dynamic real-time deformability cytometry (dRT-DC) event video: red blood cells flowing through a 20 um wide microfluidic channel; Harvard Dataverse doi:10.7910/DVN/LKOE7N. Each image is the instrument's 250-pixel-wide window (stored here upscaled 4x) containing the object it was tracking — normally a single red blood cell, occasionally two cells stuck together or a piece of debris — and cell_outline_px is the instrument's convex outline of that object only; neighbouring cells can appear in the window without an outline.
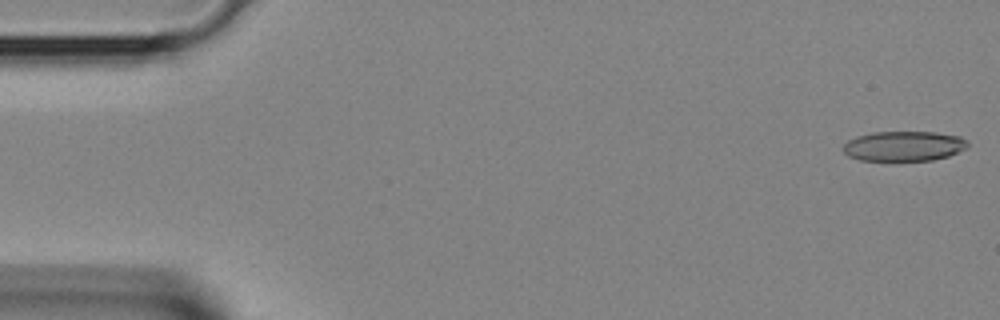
{"species": "Egyptian fruit bat (a non-hibernating species)", "species_latin": "Rousettus aegyptiacus", "temperature_condition": "room temperature", "stored_images_in_passage": 38, "camera_frame_rate_fps": 3000, "um_per_image_px": 0.085, "animal": {"sex": "female"}, "frame": {"image": 1, "passage_image": 1, "time_ms": 0.0, "image_size_px": [1000, 320], "cell_outline_px": [[968, 148], [948, 156], [932, 160], [860, 160], [848, 156], [840, 148], [848, 140], [856, 136], [872, 132], [936, 132], [960, 136], [968, 140]], "centroid_in_image_um": [76.83, 12.41], "position_along_channel_um": 8.2, "area_um2": 21.91}}
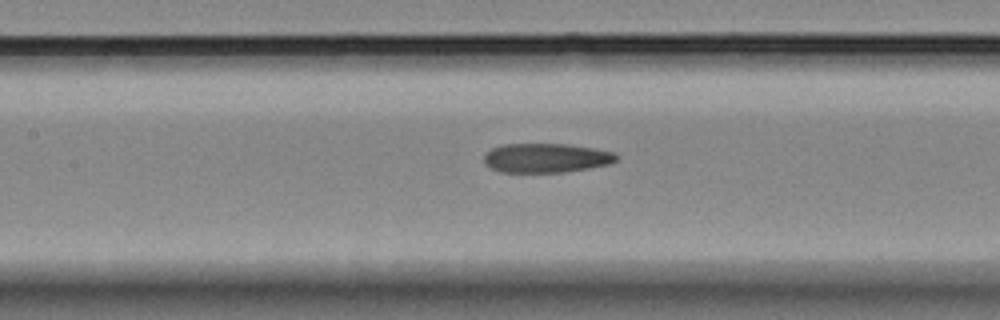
{"frame": {"image": 2, "passage_image": 17, "time_ms": 5.333, "image_size_px": [1000, 320], "cell_outline_px": [[620, 156], [612, 164], [564, 172], [500, 172], [488, 168], [484, 164], [484, 156], [492, 148], [504, 144], [568, 144], [616, 152]], "centroid_in_image_um": [46.44, 13.43], "position_along_channel_um": 161.0, "area_um2": 22.77}}
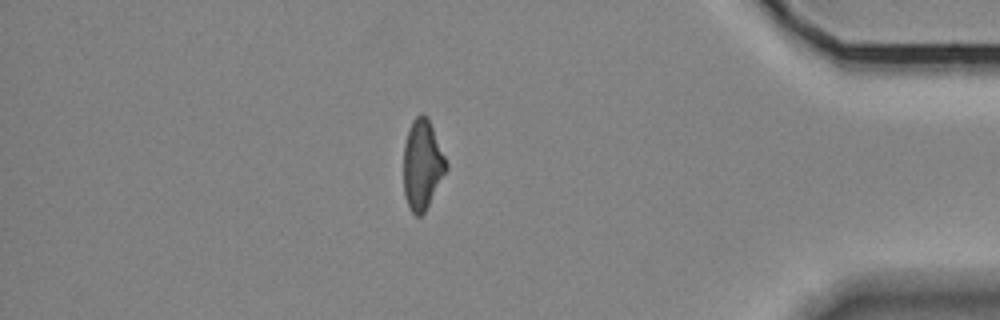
{"frame": {"image": 3, "passage_image": 33, "time_ms": 10.667, "image_size_px": [1000, 320], "cell_outline_px": [[448, 168], [424, 212], [420, 216], [416, 216], [408, 208], [404, 196], [404, 144], [408, 128], [412, 120], [420, 112], [424, 112], [428, 116], [448, 164]], "centroid_in_image_um": [35.88, 13.95], "position_along_channel_um": 399.3, "area_um2": 22.48}}